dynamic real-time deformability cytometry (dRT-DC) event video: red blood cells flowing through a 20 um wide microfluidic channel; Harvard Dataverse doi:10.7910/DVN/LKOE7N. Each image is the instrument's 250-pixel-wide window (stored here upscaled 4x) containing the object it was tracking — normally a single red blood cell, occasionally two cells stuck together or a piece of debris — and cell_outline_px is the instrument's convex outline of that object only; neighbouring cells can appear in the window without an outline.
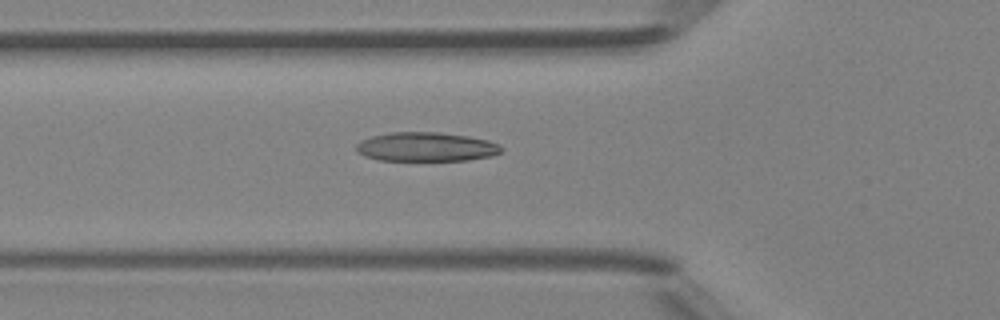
{"species": "Egyptian fruit bat (a non-hibernating species)", "species_latin": "Rousettus aegyptiacus", "temperature_condition": "room temperature", "stored_images_in_passage": 49, "camera_frame_rate_fps": 3000, "um_per_image_px": 0.085, "animal": {"sex": "female"}, "frame": {"image": 1, "passage_image": 18, "time_ms": 5.667, "image_size_px": [1000, 320], "cell_outline_px": [[504, 152], [492, 156], [468, 160], [380, 160], [364, 156], [356, 152], [356, 144], [360, 140], [372, 136], [392, 132], [440, 132], [468, 136], [488, 140], [500, 144], [504, 148]], "centroid_in_image_um": [36.26, 12.48], "position_along_channel_um": 89.5, "area_um2": 24.85}}
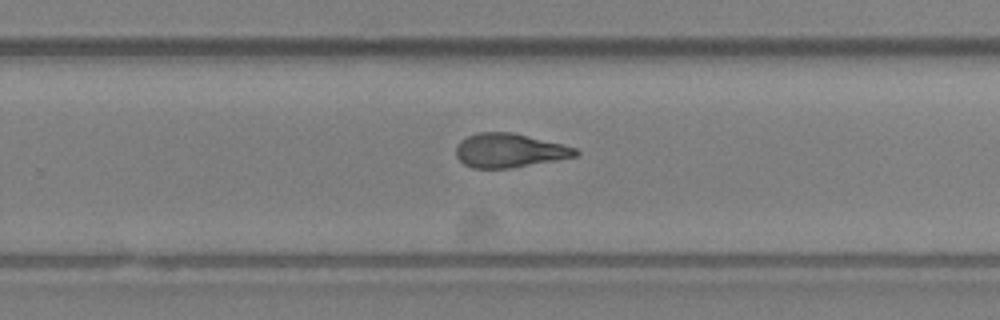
{"frame": {"image": 2, "passage_image": 32, "time_ms": 10.333, "image_size_px": [1000, 320], "cell_outline_px": [[580, 152], [576, 156], [512, 168], [472, 168], [464, 164], [456, 156], [456, 144], [460, 140], [476, 132], [512, 132], [576, 148]], "centroid_in_image_um": [43.24, 12.79], "position_along_channel_um": 286.6, "area_um2": 23.52}}
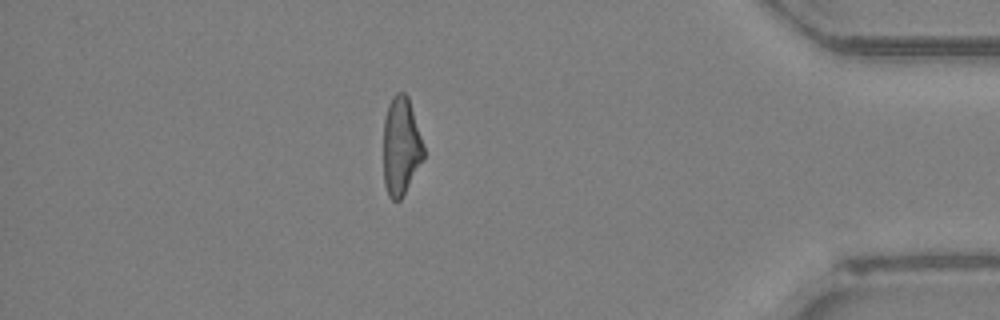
{"frame": {"image": 3, "passage_image": 43, "time_ms": 14.0, "image_size_px": [1000, 320], "cell_outline_px": [[424, 156], [400, 200], [392, 200], [388, 196], [384, 184], [384, 120], [388, 104], [392, 96], [396, 92], [404, 92], [408, 96], [424, 148]], "centroid_in_image_um": [34.06, 12.4], "position_along_channel_um": 401.1, "area_um2": 22.66}, "authors_computed_cell_mechanics": {"area_um2": 24.3916, "velocity_mm_per_s": 4.2312, "shape_relaxation_time_tau1_ms": 7.0342, "shape_relaxation_time_tau2_ms": 2.1949, "deformation_change_tau1": 0.2083, "deformation_change_tau2": 0.0884}}